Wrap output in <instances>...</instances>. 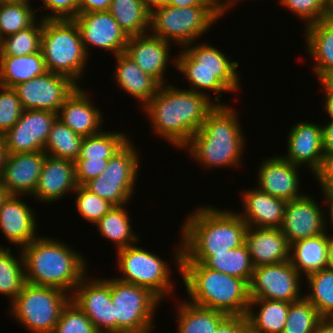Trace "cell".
I'll use <instances>...</instances> for the list:
<instances>
[{"label":"cell","mask_w":333,"mask_h":333,"mask_svg":"<svg viewBox=\"0 0 333 333\" xmlns=\"http://www.w3.org/2000/svg\"><path fill=\"white\" fill-rule=\"evenodd\" d=\"M234 107L216 105L184 147L195 163L210 169L241 168L246 137Z\"/></svg>","instance_id":"cell-4"},{"label":"cell","mask_w":333,"mask_h":333,"mask_svg":"<svg viewBox=\"0 0 333 333\" xmlns=\"http://www.w3.org/2000/svg\"><path fill=\"white\" fill-rule=\"evenodd\" d=\"M321 194H322V199H324L322 203L325 204V209L328 206L327 210H324V211H327V212H325L326 213L325 214V231H326L327 234H329L328 230L330 229V226L333 227V193H331V192H322ZM327 213L329 214L328 215L329 217L327 216ZM327 224H329L330 226L327 225ZM331 231H332L331 235H333V230H331Z\"/></svg>","instance_id":"cell-54"},{"label":"cell","mask_w":333,"mask_h":333,"mask_svg":"<svg viewBox=\"0 0 333 333\" xmlns=\"http://www.w3.org/2000/svg\"><path fill=\"white\" fill-rule=\"evenodd\" d=\"M112 0H77L78 14L108 11Z\"/></svg>","instance_id":"cell-52"},{"label":"cell","mask_w":333,"mask_h":333,"mask_svg":"<svg viewBox=\"0 0 333 333\" xmlns=\"http://www.w3.org/2000/svg\"><path fill=\"white\" fill-rule=\"evenodd\" d=\"M323 129V152L324 155L333 154V121H325Z\"/></svg>","instance_id":"cell-53"},{"label":"cell","mask_w":333,"mask_h":333,"mask_svg":"<svg viewBox=\"0 0 333 333\" xmlns=\"http://www.w3.org/2000/svg\"><path fill=\"white\" fill-rule=\"evenodd\" d=\"M86 275L71 294V300L85 313L99 333H116L115 306L111 301V277ZM90 278V279H89Z\"/></svg>","instance_id":"cell-15"},{"label":"cell","mask_w":333,"mask_h":333,"mask_svg":"<svg viewBox=\"0 0 333 333\" xmlns=\"http://www.w3.org/2000/svg\"><path fill=\"white\" fill-rule=\"evenodd\" d=\"M313 176L322 192L333 193V154L324 156L320 169Z\"/></svg>","instance_id":"cell-50"},{"label":"cell","mask_w":333,"mask_h":333,"mask_svg":"<svg viewBox=\"0 0 333 333\" xmlns=\"http://www.w3.org/2000/svg\"><path fill=\"white\" fill-rule=\"evenodd\" d=\"M115 252L117 270L121 273L116 279L145 287L161 301L165 296H174L176 283L171 277L174 274L172 265L167 260L142 246L138 247L137 243Z\"/></svg>","instance_id":"cell-10"},{"label":"cell","mask_w":333,"mask_h":333,"mask_svg":"<svg viewBox=\"0 0 333 333\" xmlns=\"http://www.w3.org/2000/svg\"><path fill=\"white\" fill-rule=\"evenodd\" d=\"M16 256L11 247L0 245V295L9 298L11 303L26 284L25 267L21 249Z\"/></svg>","instance_id":"cell-36"},{"label":"cell","mask_w":333,"mask_h":333,"mask_svg":"<svg viewBox=\"0 0 333 333\" xmlns=\"http://www.w3.org/2000/svg\"><path fill=\"white\" fill-rule=\"evenodd\" d=\"M73 193L75 194L74 205L78 215L82 216L81 218L86 222L92 223L93 226L114 206L83 185H78Z\"/></svg>","instance_id":"cell-44"},{"label":"cell","mask_w":333,"mask_h":333,"mask_svg":"<svg viewBox=\"0 0 333 333\" xmlns=\"http://www.w3.org/2000/svg\"><path fill=\"white\" fill-rule=\"evenodd\" d=\"M43 6L40 11L49 10L51 13L44 12L39 18L43 20L74 19L78 14L77 0H41ZM44 8V10L42 9ZM47 13V15H46ZM45 14V15H44Z\"/></svg>","instance_id":"cell-48"},{"label":"cell","mask_w":333,"mask_h":333,"mask_svg":"<svg viewBox=\"0 0 333 333\" xmlns=\"http://www.w3.org/2000/svg\"><path fill=\"white\" fill-rule=\"evenodd\" d=\"M328 318L332 321L333 323V313L331 315L328 316Z\"/></svg>","instance_id":"cell-67"},{"label":"cell","mask_w":333,"mask_h":333,"mask_svg":"<svg viewBox=\"0 0 333 333\" xmlns=\"http://www.w3.org/2000/svg\"><path fill=\"white\" fill-rule=\"evenodd\" d=\"M220 18L211 5L177 8L166 4L150 14L149 32L164 41H173L181 49L200 40Z\"/></svg>","instance_id":"cell-8"},{"label":"cell","mask_w":333,"mask_h":333,"mask_svg":"<svg viewBox=\"0 0 333 333\" xmlns=\"http://www.w3.org/2000/svg\"><path fill=\"white\" fill-rule=\"evenodd\" d=\"M78 85L70 78L46 71L40 76L13 87L24 110L58 113Z\"/></svg>","instance_id":"cell-14"},{"label":"cell","mask_w":333,"mask_h":333,"mask_svg":"<svg viewBox=\"0 0 333 333\" xmlns=\"http://www.w3.org/2000/svg\"><path fill=\"white\" fill-rule=\"evenodd\" d=\"M138 149L129 140L110 159L100 176L89 180L83 186L114 206L131 203L135 194L141 160Z\"/></svg>","instance_id":"cell-12"},{"label":"cell","mask_w":333,"mask_h":333,"mask_svg":"<svg viewBox=\"0 0 333 333\" xmlns=\"http://www.w3.org/2000/svg\"><path fill=\"white\" fill-rule=\"evenodd\" d=\"M83 138L56 118L51 126L43 151L52 157L75 161L79 157Z\"/></svg>","instance_id":"cell-38"},{"label":"cell","mask_w":333,"mask_h":333,"mask_svg":"<svg viewBox=\"0 0 333 333\" xmlns=\"http://www.w3.org/2000/svg\"><path fill=\"white\" fill-rule=\"evenodd\" d=\"M108 12L128 37L150 31V12L142 0H112Z\"/></svg>","instance_id":"cell-35"},{"label":"cell","mask_w":333,"mask_h":333,"mask_svg":"<svg viewBox=\"0 0 333 333\" xmlns=\"http://www.w3.org/2000/svg\"><path fill=\"white\" fill-rule=\"evenodd\" d=\"M8 151H7V147L5 145V141L3 138V135H0V177L2 175L5 163L7 161L8 158Z\"/></svg>","instance_id":"cell-59"},{"label":"cell","mask_w":333,"mask_h":333,"mask_svg":"<svg viewBox=\"0 0 333 333\" xmlns=\"http://www.w3.org/2000/svg\"><path fill=\"white\" fill-rule=\"evenodd\" d=\"M286 155L281 156L290 163L306 167L314 175L324 158L322 124L300 120L289 128L286 137Z\"/></svg>","instance_id":"cell-18"},{"label":"cell","mask_w":333,"mask_h":333,"mask_svg":"<svg viewBox=\"0 0 333 333\" xmlns=\"http://www.w3.org/2000/svg\"><path fill=\"white\" fill-rule=\"evenodd\" d=\"M41 51L47 71L64 75L79 86L89 57L73 19L43 20Z\"/></svg>","instance_id":"cell-7"},{"label":"cell","mask_w":333,"mask_h":333,"mask_svg":"<svg viewBox=\"0 0 333 333\" xmlns=\"http://www.w3.org/2000/svg\"><path fill=\"white\" fill-rule=\"evenodd\" d=\"M181 223V262L204 263L214 253H222L245 243L248 225L238 212L213 205L193 209Z\"/></svg>","instance_id":"cell-2"},{"label":"cell","mask_w":333,"mask_h":333,"mask_svg":"<svg viewBox=\"0 0 333 333\" xmlns=\"http://www.w3.org/2000/svg\"><path fill=\"white\" fill-rule=\"evenodd\" d=\"M167 5L181 8L198 5H210L206 0H168Z\"/></svg>","instance_id":"cell-55"},{"label":"cell","mask_w":333,"mask_h":333,"mask_svg":"<svg viewBox=\"0 0 333 333\" xmlns=\"http://www.w3.org/2000/svg\"><path fill=\"white\" fill-rule=\"evenodd\" d=\"M303 29L305 52L313 61L311 71L321 83L333 74V17L312 23Z\"/></svg>","instance_id":"cell-28"},{"label":"cell","mask_w":333,"mask_h":333,"mask_svg":"<svg viewBox=\"0 0 333 333\" xmlns=\"http://www.w3.org/2000/svg\"><path fill=\"white\" fill-rule=\"evenodd\" d=\"M123 132L103 130L96 135L84 137L77 159H110L130 140L129 135Z\"/></svg>","instance_id":"cell-39"},{"label":"cell","mask_w":333,"mask_h":333,"mask_svg":"<svg viewBox=\"0 0 333 333\" xmlns=\"http://www.w3.org/2000/svg\"><path fill=\"white\" fill-rule=\"evenodd\" d=\"M256 171V187L269 195L291 201L304 196L301 192L300 169L281 154L263 158Z\"/></svg>","instance_id":"cell-19"},{"label":"cell","mask_w":333,"mask_h":333,"mask_svg":"<svg viewBox=\"0 0 333 333\" xmlns=\"http://www.w3.org/2000/svg\"><path fill=\"white\" fill-rule=\"evenodd\" d=\"M46 156L44 151L9 154L1 183L11 195L32 196Z\"/></svg>","instance_id":"cell-24"},{"label":"cell","mask_w":333,"mask_h":333,"mask_svg":"<svg viewBox=\"0 0 333 333\" xmlns=\"http://www.w3.org/2000/svg\"><path fill=\"white\" fill-rule=\"evenodd\" d=\"M314 333H333V323L328 317H323L317 324Z\"/></svg>","instance_id":"cell-57"},{"label":"cell","mask_w":333,"mask_h":333,"mask_svg":"<svg viewBox=\"0 0 333 333\" xmlns=\"http://www.w3.org/2000/svg\"><path fill=\"white\" fill-rule=\"evenodd\" d=\"M327 252V233L300 239L290 244V262L305 277L328 267Z\"/></svg>","instance_id":"cell-31"},{"label":"cell","mask_w":333,"mask_h":333,"mask_svg":"<svg viewBox=\"0 0 333 333\" xmlns=\"http://www.w3.org/2000/svg\"><path fill=\"white\" fill-rule=\"evenodd\" d=\"M51 333H99L85 313L70 300Z\"/></svg>","instance_id":"cell-45"},{"label":"cell","mask_w":333,"mask_h":333,"mask_svg":"<svg viewBox=\"0 0 333 333\" xmlns=\"http://www.w3.org/2000/svg\"><path fill=\"white\" fill-rule=\"evenodd\" d=\"M289 307L287 301L250 299L246 314L249 333H283Z\"/></svg>","instance_id":"cell-30"},{"label":"cell","mask_w":333,"mask_h":333,"mask_svg":"<svg viewBox=\"0 0 333 333\" xmlns=\"http://www.w3.org/2000/svg\"><path fill=\"white\" fill-rule=\"evenodd\" d=\"M214 333H249L246 315H227Z\"/></svg>","instance_id":"cell-51"},{"label":"cell","mask_w":333,"mask_h":333,"mask_svg":"<svg viewBox=\"0 0 333 333\" xmlns=\"http://www.w3.org/2000/svg\"><path fill=\"white\" fill-rule=\"evenodd\" d=\"M73 20L79 28L88 57L92 47L103 52L108 50L113 56L125 51L129 37L108 11L79 13Z\"/></svg>","instance_id":"cell-16"},{"label":"cell","mask_w":333,"mask_h":333,"mask_svg":"<svg viewBox=\"0 0 333 333\" xmlns=\"http://www.w3.org/2000/svg\"><path fill=\"white\" fill-rule=\"evenodd\" d=\"M74 163L77 183L84 185L101 175L108 166L109 159H76Z\"/></svg>","instance_id":"cell-49"},{"label":"cell","mask_w":333,"mask_h":333,"mask_svg":"<svg viewBox=\"0 0 333 333\" xmlns=\"http://www.w3.org/2000/svg\"><path fill=\"white\" fill-rule=\"evenodd\" d=\"M328 268L333 269V235L328 234Z\"/></svg>","instance_id":"cell-62"},{"label":"cell","mask_w":333,"mask_h":333,"mask_svg":"<svg viewBox=\"0 0 333 333\" xmlns=\"http://www.w3.org/2000/svg\"><path fill=\"white\" fill-rule=\"evenodd\" d=\"M116 61L115 70L112 74L115 84L134 97L143 108L156 94L160 84L150 75L142 71V69L132 61L128 55L123 52L114 56Z\"/></svg>","instance_id":"cell-29"},{"label":"cell","mask_w":333,"mask_h":333,"mask_svg":"<svg viewBox=\"0 0 333 333\" xmlns=\"http://www.w3.org/2000/svg\"><path fill=\"white\" fill-rule=\"evenodd\" d=\"M43 19L32 26L1 39L0 55L26 56L41 50Z\"/></svg>","instance_id":"cell-41"},{"label":"cell","mask_w":333,"mask_h":333,"mask_svg":"<svg viewBox=\"0 0 333 333\" xmlns=\"http://www.w3.org/2000/svg\"><path fill=\"white\" fill-rule=\"evenodd\" d=\"M215 106L205 94L185 87L180 89L169 82L160 85L151 101L140 110L157 137L183 150Z\"/></svg>","instance_id":"cell-1"},{"label":"cell","mask_w":333,"mask_h":333,"mask_svg":"<svg viewBox=\"0 0 333 333\" xmlns=\"http://www.w3.org/2000/svg\"><path fill=\"white\" fill-rule=\"evenodd\" d=\"M252 188L240 192L243 211L238 214L249 227L280 229L287 201L269 195L256 186Z\"/></svg>","instance_id":"cell-26"},{"label":"cell","mask_w":333,"mask_h":333,"mask_svg":"<svg viewBox=\"0 0 333 333\" xmlns=\"http://www.w3.org/2000/svg\"><path fill=\"white\" fill-rule=\"evenodd\" d=\"M275 1V0H274ZM279 5L288 9L298 20L303 22V27L312 23L330 18L325 0H276ZM303 20V21H302Z\"/></svg>","instance_id":"cell-46"},{"label":"cell","mask_w":333,"mask_h":333,"mask_svg":"<svg viewBox=\"0 0 333 333\" xmlns=\"http://www.w3.org/2000/svg\"><path fill=\"white\" fill-rule=\"evenodd\" d=\"M23 111L13 88L0 86V135H4L18 122Z\"/></svg>","instance_id":"cell-47"},{"label":"cell","mask_w":333,"mask_h":333,"mask_svg":"<svg viewBox=\"0 0 333 333\" xmlns=\"http://www.w3.org/2000/svg\"><path fill=\"white\" fill-rule=\"evenodd\" d=\"M245 2V0H230V10L232 9V8H234L235 6H237L236 4L237 3H239L240 4V2ZM248 0H246V2H247ZM274 1V0H273Z\"/></svg>","instance_id":"cell-66"},{"label":"cell","mask_w":333,"mask_h":333,"mask_svg":"<svg viewBox=\"0 0 333 333\" xmlns=\"http://www.w3.org/2000/svg\"><path fill=\"white\" fill-rule=\"evenodd\" d=\"M71 295L53 287L26 283L10 303L9 314L30 333H51Z\"/></svg>","instance_id":"cell-9"},{"label":"cell","mask_w":333,"mask_h":333,"mask_svg":"<svg viewBox=\"0 0 333 333\" xmlns=\"http://www.w3.org/2000/svg\"><path fill=\"white\" fill-rule=\"evenodd\" d=\"M177 53L176 70L189 82L187 89L205 94L216 105H225L220 99L223 93L241 92L239 62L231 61L218 47L208 41L194 42ZM211 92L215 97L209 94Z\"/></svg>","instance_id":"cell-6"},{"label":"cell","mask_w":333,"mask_h":333,"mask_svg":"<svg viewBox=\"0 0 333 333\" xmlns=\"http://www.w3.org/2000/svg\"><path fill=\"white\" fill-rule=\"evenodd\" d=\"M329 17H333V0H325Z\"/></svg>","instance_id":"cell-64"},{"label":"cell","mask_w":333,"mask_h":333,"mask_svg":"<svg viewBox=\"0 0 333 333\" xmlns=\"http://www.w3.org/2000/svg\"><path fill=\"white\" fill-rule=\"evenodd\" d=\"M173 249L174 265L180 273L188 301L226 315H246L250 303L249 284L241 278L210 269L199 262H181L183 241Z\"/></svg>","instance_id":"cell-3"},{"label":"cell","mask_w":333,"mask_h":333,"mask_svg":"<svg viewBox=\"0 0 333 333\" xmlns=\"http://www.w3.org/2000/svg\"><path fill=\"white\" fill-rule=\"evenodd\" d=\"M320 84L323 91L333 98V74L325 78Z\"/></svg>","instance_id":"cell-61"},{"label":"cell","mask_w":333,"mask_h":333,"mask_svg":"<svg viewBox=\"0 0 333 333\" xmlns=\"http://www.w3.org/2000/svg\"><path fill=\"white\" fill-rule=\"evenodd\" d=\"M206 267L241 278L250 284L254 266L247 246L244 244L222 253H214L204 263Z\"/></svg>","instance_id":"cell-37"},{"label":"cell","mask_w":333,"mask_h":333,"mask_svg":"<svg viewBox=\"0 0 333 333\" xmlns=\"http://www.w3.org/2000/svg\"><path fill=\"white\" fill-rule=\"evenodd\" d=\"M33 5L0 3V40L32 26L38 19Z\"/></svg>","instance_id":"cell-42"},{"label":"cell","mask_w":333,"mask_h":333,"mask_svg":"<svg viewBox=\"0 0 333 333\" xmlns=\"http://www.w3.org/2000/svg\"><path fill=\"white\" fill-rule=\"evenodd\" d=\"M116 333H153L154 317L162 302L149 289L111 277ZM153 328V329H152Z\"/></svg>","instance_id":"cell-11"},{"label":"cell","mask_w":333,"mask_h":333,"mask_svg":"<svg viewBox=\"0 0 333 333\" xmlns=\"http://www.w3.org/2000/svg\"><path fill=\"white\" fill-rule=\"evenodd\" d=\"M303 278L292 266L290 260L254 267L249 284V297L290 303L297 301L304 294L301 286Z\"/></svg>","instance_id":"cell-13"},{"label":"cell","mask_w":333,"mask_h":333,"mask_svg":"<svg viewBox=\"0 0 333 333\" xmlns=\"http://www.w3.org/2000/svg\"><path fill=\"white\" fill-rule=\"evenodd\" d=\"M47 71L42 51L26 56L0 55V86H14Z\"/></svg>","instance_id":"cell-32"},{"label":"cell","mask_w":333,"mask_h":333,"mask_svg":"<svg viewBox=\"0 0 333 333\" xmlns=\"http://www.w3.org/2000/svg\"><path fill=\"white\" fill-rule=\"evenodd\" d=\"M170 42L152 35L150 32L139 36H130L125 53L143 72L154 78L160 85L166 84L168 63L176 67V56L172 58ZM171 57V59H170Z\"/></svg>","instance_id":"cell-21"},{"label":"cell","mask_w":333,"mask_h":333,"mask_svg":"<svg viewBox=\"0 0 333 333\" xmlns=\"http://www.w3.org/2000/svg\"><path fill=\"white\" fill-rule=\"evenodd\" d=\"M11 194L8 192V190L3 186L0 180V207L2 204L6 201V199L10 196Z\"/></svg>","instance_id":"cell-63"},{"label":"cell","mask_w":333,"mask_h":333,"mask_svg":"<svg viewBox=\"0 0 333 333\" xmlns=\"http://www.w3.org/2000/svg\"><path fill=\"white\" fill-rule=\"evenodd\" d=\"M57 113L24 110L18 122L4 135L8 154L43 151Z\"/></svg>","instance_id":"cell-17"},{"label":"cell","mask_w":333,"mask_h":333,"mask_svg":"<svg viewBox=\"0 0 333 333\" xmlns=\"http://www.w3.org/2000/svg\"><path fill=\"white\" fill-rule=\"evenodd\" d=\"M245 245L254 267L290 260V244L279 228L248 226Z\"/></svg>","instance_id":"cell-27"},{"label":"cell","mask_w":333,"mask_h":333,"mask_svg":"<svg viewBox=\"0 0 333 333\" xmlns=\"http://www.w3.org/2000/svg\"><path fill=\"white\" fill-rule=\"evenodd\" d=\"M40 236L21 248L26 283L57 288L71 295L89 273L88 260L58 237Z\"/></svg>","instance_id":"cell-5"},{"label":"cell","mask_w":333,"mask_h":333,"mask_svg":"<svg viewBox=\"0 0 333 333\" xmlns=\"http://www.w3.org/2000/svg\"><path fill=\"white\" fill-rule=\"evenodd\" d=\"M322 318L315 306L303 296L290 303L283 333H314Z\"/></svg>","instance_id":"cell-43"},{"label":"cell","mask_w":333,"mask_h":333,"mask_svg":"<svg viewBox=\"0 0 333 333\" xmlns=\"http://www.w3.org/2000/svg\"><path fill=\"white\" fill-rule=\"evenodd\" d=\"M308 285L307 293L303 296L308 299L322 317L333 313V269L324 268L304 277Z\"/></svg>","instance_id":"cell-40"},{"label":"cell","mask_w":333,"mask_h":333,"mask_svg":"<svg viewBox=\"0 0 333 333\" xmlns=\"http://www.w3.org/2000/svg\"><path fill=\"white\" fill-rule=\"evenodd\" d=\"M221 16L230 10V0H206Z\"/></svg>","instance_id":"cell-56"},{"label":"cell","mask_w":333,"mask_h":333,"mask_svg":"<svg viewBox=\"0 0 333 333\" xmlns=\"http://www.w3.org/2000/svg\"><path fill=\"white\" fill-rule=\"evenodd\" d=\"M91 94L78 86L65 100L57 113V118L73 132L83 137L93 136L103 131V113L91 100Z\"/></svg>","instance_id":"cell-25"},{"label":"cell","mask_w":333,"mask_h":333,"mask_svg":"<svg viewBox=\"0 0 333 333\" xmlns=\"http://www.w3.org/2000/svg\"><path fill=\"white\" fill-rule=\"evenodd\" d=\"M77 187L74 161L47 155L31 197L35 198L36 202L53 205V202L62 200L65 195L73 194Z\"/></svg>","instance_id":"cell-23"},{"label":"cell","mask_w":333,"mask_h":333,"mask_svg":"<svg viewBox=\"0 0 333 333\" xmlns=\"http://www.w3.org/2000/svg\"><path fill=\"white\" fill-rule=\"evenodd\" d=\"M129 204L113 206L96 224L100 236L116 245V251L141 242L132 228Z\"/></svg>","instance_id":"cell-33"},{"label":"cell","mask_w":333,"mask_h":333,"mask_svg":"<svg viewBox=\"0 0 333 333\" xmlns=\"http://www.w3.org/2000/svg\"><path fill=\"white\" fill-rule=\"evenodd\" d=\"M0 3H25L32 5L30 0H0Z\"/></svg>","instance_id":"cell-65"},{"label":"cell","mask_w":333,"mask_h":333,"mask_svg":"<svg viewBox=\"0 0 333 333\" xmlns=\"http://www.w3.org/2000/svg\"><path fill=\"white\" fill-rule=\"evenodd\" d=\"M280 229L289 244L326 233L325 213L321 204L319 206V202L309 193L287 201Z\"/></svg>","instance_id":"cell-20"},{"label":"cell","mask_w":333,"mask_h":333,"mask_svg":"<svg viewBox=\"0 0 333 333\" xmlns=\"http://www.w3.org/2000/svg\"><path fill=\"white\" fill-rule=\"evenodd\" d=\"M184 300L174 305L177 310V333H214L227 316L220 311L195 305L186 298Z\"/></svg>","instance_id":"cell-34"},{"label":"cell","mask_w":333,"mask_h":333,"mask_svg":"<svg viewBox=\"0 0 333 333\" xmlns=\"http://www.w3.org/2000/svg\"><path fill=\"white\" fill-rule=\"evenodd\" d=\"M167 1L168 0H142V3L151 14L155 9L166 5Z\"/></svg>","instance_id":"cell-60"},{"label":"cell","mask_w":333,"mask_h":333,"mask_svg":"<svg viewBox=\"0 0 333 333\" xmlns=\"http://www.w3.org/2000/svg\"><path fill=\"white\" fill-rule=\"evenodd\" d=\"M20 197L10 195L0 207V232L11 245L21 249L35 240L39 232L35 210Z\"/></svg>","instance_id":"cell-22"},{"label":"cell","mask_w":333,"mask_h":333,"mask_svg":"<svg viewBox=\"0 0 333 333\" xmlns=\"http://www.w3.org/2000/svg\"><path fill=\"white\" fill-rule=\"evenodd\" d=\"M324 93V99L322 100V106L323 110L325 111V114H328L329 121H333V98L329 96L325 91ZM324 101V102H323Z\"/></svg>","instance_id":"cell-58"}]
</instances>
